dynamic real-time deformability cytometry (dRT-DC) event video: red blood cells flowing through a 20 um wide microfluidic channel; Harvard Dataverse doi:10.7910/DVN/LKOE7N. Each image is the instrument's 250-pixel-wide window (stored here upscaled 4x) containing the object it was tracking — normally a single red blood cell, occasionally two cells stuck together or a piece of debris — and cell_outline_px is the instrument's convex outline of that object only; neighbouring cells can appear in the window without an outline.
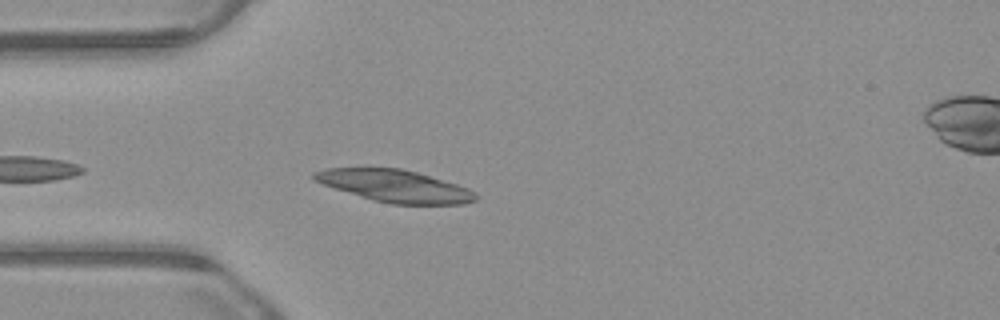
{"species": "common noctule bat (a hibernating species)", "species_latin": "Nyctalus noctula", "temperature_condition": "warm", "stored_images_in_passage": 16, "camera_frame_rate_fps": 3000, "um_per_image_px": 0.085, "animal": {"sex": "male", "body_mass_g": 23.1, "forearm_length_mm": 52.7}, "frame": {"image": 1, "passage_image": 5, "time_ms": 1.333, "image_size_px": [1000, 320], "cell_outline_px": [[476, 200], [464, 204], [392, 204], [372, 200], [312, 180], [312, 172], [328, 168], [400, 168], [416, 172], [456, 184], [468, 188], [476, 192]], "centroid_in_image_um": [33.56, 15.81], "position_along_channel_um": 51.4, "area_um2": 29.94}}